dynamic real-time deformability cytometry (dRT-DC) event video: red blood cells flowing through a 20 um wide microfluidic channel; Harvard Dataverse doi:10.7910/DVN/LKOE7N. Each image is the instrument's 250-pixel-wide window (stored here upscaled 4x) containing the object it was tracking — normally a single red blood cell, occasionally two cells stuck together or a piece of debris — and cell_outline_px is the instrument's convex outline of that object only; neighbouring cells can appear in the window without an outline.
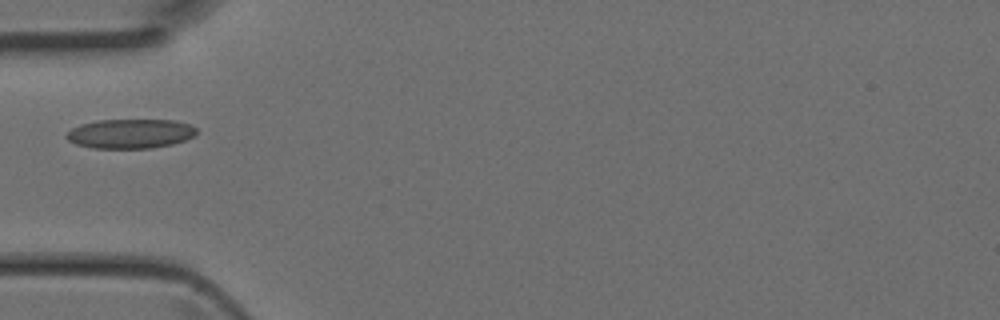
{"species": "Egyptian fruit bat (a non-hibernating species)", "species_latin": "Rousettus aegyptiacus", "temperature_condition": "room temperature", "stored_images_in_passage": 1, "camera_frame_rate_fps": 3000, "um_per_image_px": 0.085, "animal": {"sex": "female"}, "frame": {"image": 1, "passage_image": 1, "time_ms": 0.0, "image_size_px": [1000, 320], "cell_outline_px": [[196, 132], [192, 136], [184, 140], [172, 144], [152, 148], [92, 148], [76, 144], [68, 140], [64, 136], [72, 128], [80, 124], [100, 120], [176, 120], [188, 124], [196, 128]], "centroid_in_image_um": [11.04, 11.36], "position_along_channel_um": 74.0, "area_um2": 22.2}}